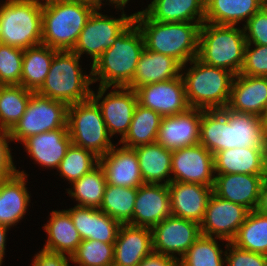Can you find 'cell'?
Returning a JSON list of instances; mask_svg holds the SVG:
<instances>
[{
  "label": "cell",
  "instance_id": "obj_1",
  "mask_svg": "<svg viewBox=\"0 0 267 266\" xmlns=\"http://www.w3.org/2000/svg\"><path fill=\"white\" fill-rule=\"evenodd\" d=\"M199 143L213 155L237 147L267 148V129L253 114L202 110Z\"/></svg>",
  "mask_w": 267,
  "mask_h": 266
},
{
  "label": "cell",
  "instance_id": "obj_2",
  "mask_svg": "<svg viewBox=\"0 0 267 266\" xmlns=\"http://www.w3.org/2000/svg\"><path fill=\"white\" fill-rule=\"evenodd\" d=\"M147 50L168 55L182 67L198 55L199 32L203 22H157L143 11L134 13Z\"/></svg>",
  "mask_w": 267,
  "mask_h": 266
},
{
  "label": "cell",
  "instance_id": "obj_3",
  "mask_svg": "<svg viewBox=\"0 0 267 266\" xmlns=\"http://www.w3.org/2000/svg\"><path fill=\"white\" fill-rule=\"evenodd\" d=\"M144 49L143 34L134 21L92 64V83L100 81L99 86L109 88L127 87Z\"/></svg>",
  "mask_w": 267,
  "mask_h": 266
},
{
  "label": "cell",
  "instance_id": "obj_4",
  "mask_svg": "<svg viewBox=\"0 0 267 266\" xmlns=\"http://www.w3.org/2000/svg\"><path fill=\"white\" fill-rule=\"evenodd\" d=\"M42 44L57 51H72L88 18L97 8L81 0H44Z\"/></svg>",
  "mask_w": 267,
  "mask_h": 266
},
{
  "label": "cell",
  "instance_id": "obj_5",
  "mask_svg": "<svg viewBox=\"0 0 267 266\" xmlns=\"http://www.w3.org/2000/svg\"><path fill=\"white\" fill-rule=\"evenodd\" d=\"M187 73L181 72L189 107L201 110L227 108L235 74L210 66L197 57L190 61Z\"/></svg>",
  "mask_w": 267,
  "mask_h": 266
},
{
  "label": "cell",
  "instance_id": "obj_6",
  "mask_svg": "<svg viewBox=\"0 0 267 266\" xmlns=\"http://www.w3.org/2000/svg\"><path fill=\"white\" fill-rule=\"evenodd\" d=\"M247 41L243 28L203 22L200 26L197 58L203 63L239 74Z\"/></svg>",
  "mask_w": 267,
  "mask_h": 266
},
{
  "label": "cell",
  "instance_id": "obj_7",
  "mask_svg": "<svg viewBox=\"0 0 267 266\" xmlns=\"http://www.w3.org/2000/svg\"><path fill=\"white\" fill-rule=\"evenodd\" d=\"M79 61L80 56L73 51H57L37 93L67 106L90 99L91 71L89 76L85 75Z\"/></svg>",
  "mask_w": 267,
  "mask_h": 266
},
{
  "label": "cell",
  "instance_id": "obj_8",
  "mask_svg": "<svg viewBox=\"0 0 267 266\" xmlns=\"http://www.w3.org/2000/svg\"><path fill=\"white\" fill-rule=\"evenodd\" d=\"M43 0H5L0 4V44L27 49L42 44Z\"/></svg>",
  "mask_w": 267,
  "mask_h": 266
},
{
  "label": "cell",
  "instance_id": "obj_9",
  "mask_svg": "<svg viewBox=\"0 0 267 266\" xmlns=\"http://www.w3.org/2000/svg\"><path fill=\"white\" fill-rule=\"evenodd\" d=\"M67 127L72 144L89 150L98 158L114 146L101 109L92 98L68 106Z\"/></svg>",
  "mask_w": 267,
  "mask_h": 266
},
{
  "label": "cell",
  "instance_id": "obj_10",
  "mask_svg": "<svg viewBox=\"0 0 267 266\" xmlns=\"http://www.w3.org/2000/svg\"><path fill=\"white\" fill-rule=\"evenodd\" d=\"M68 106L60 101L33 92L27 104L25 113L9 131L14 142L42 132L53 131L67 127Z\"/></svg>",
  "mask_w": 267,
  "mask_h": 266
},
{
  "label": "cell",
  "instance_id": "obj_11",
  "mask_svg": "<svg viewBox=\"0 0 267 266\" xmlns=\"http://www.w3.org/2000/svg\"><path fill=\"white\" fill-rule=\"evenodd\" d=\"M96 8L79 34L73 52L81 57L84 53L92 57V64L108 50L116 39L134 22V15L122 11L120 18L101 14Z\"/></svg>",
  "mask_w": 267,
  "mask_h": 266
},
{
  "label": "cell",
  "instance_id": "obj_12",
  "mask_svg": "<svg viewBox=\"0 0 267 266\" xmlns=\"http://www.w3.org/2000/svg\"><path fill=\"white\" fill-rule=\"evenodd\" d=\"M112 88L113 91L103 97L109 87L99 86L97 93L91 91V98L100 107L109 134L113 136L119 133L121 135L120 139H122L128 132L138 104L137 95L135 90L128 87ZM101 98L102 101H100Z\"/></svg>",
  "mask_w": 267,
  "mask_h": 266
},
{
  "label": "cell",
  "instance_id": "obj_13",
  "mask_svg": "<svg viewBox=\"0 0 267 266\" xmlns=\"http://www.w3.org/2000/svg\"><path fill=\"white\" fill-rule=\"evenodd\" d=\"M153 252L180 260L201 235L200 225L174 215L166 217L152 229ZM177 254L180 258H177Z\"/></svg>",
  "mask_w": 267,
  "mask_h": 266
},
{
  "label": "cell",
  "instance_id": "obj_14",
  "mask_svg": "<svg viewBox=\"0 0 267 266\" xmlns=\"http://www.w3.org/2000/svg\"><path fill=\"white\" fill-rule=\"evenodd\" d=\"M249 210L243 205L224 200L214 193L209 197L200 232L231 242L244 223Z\"/></svg>",
  "mask_w": 267,
  "mask_h": 266
},
{
  "label": "cell",
  "instance_id": "obj_15",
  "mask_svg": "<svg viewBox=\"0 0 267 266\" xmlns=\"http://www.w3.org/2000/svg\"><path fill=\"white\" fill-rule=\"evenodd\" d=\"M172 181L213 187L215 180L213 154L200 143L172 151Z\"/></svg>",
  "mask_w": 267,
  "mask_h": 266
},
{
  "label": "cell",
  "instance_id": "obj_16",
  "mask_svg": "<svg viewBox=\"0 0 267 266\" xmlns=\"http://www.w3.org/2000/svg\"><path fill=\"white\" fill-rule=\"evenodd\" d=\"M135 92L139 105L152 109L162 117L182 113L190 108L182 75L167 81L144 85Z\"/></svg>",
  "mask_w": 267,
  "mask_h": 266
},
{
  "label": "cell",
  "instance_id": "obj_17",
  "mask_svg": "<svg viewBox=\"0 0 267 266\" xmlns=\"http://www.w3.org/2000/svg\"><path fill=\"white\" fill-rule=\"evenodd\" d=\"M201 118L202 110L192 107L162 117L156 142L171 151L199 144Z\"/></svg>",
  "mask_w": 267,
  "mask_h": 266
},
{
  "label": "cell",
  "instance_id": "obj_18",
  "mask_svg": "<svg viewBox=\"0 0 267 266\" xmlns=\"http://www.w3.org/2000/svg\"><path fill=\"white\" fill-rule=\"evenodd\" d=\"M170 215L168 185L144 183L137 188L133 218L129 224L152 229Z\"/></svg>",
  "mask_w": 267,
  "mask_h": 266
},
{
  "label": "cell",
  "instance_id": "obj_19",
  "mask_svg": "<svg viewBox=\"0 0 267 266\" xmlns=\"http://www.w3.org/2000/svg\"><path fill=\"white\" fill-rule=\"evenodd\" d=\"M171 215L202 223L213 187L171 181L168 184Z\"/></svg>",
  "mask_w": 267,
  "mask_h": 266
},
{
  "label": "cell",
  "instance_id": "obj_20",
  "mask_svg": "<svg viewBox=\"0 0 267 266\" xmlns=\"http://www.w3.org/2000/svg\"><path fill=\"white\" fill-rule=\"evenodd\" d=\"M116 147L114 144L104 156L99 158L107 184L131 188L143 185L144 181L135 149L124 146Z\"/></svg>",
  "mask_w": 267,
  "mask_h": 266
},
{
  "label": "cell",
  "instance_id": "obj_21",
  "mask_svg": "<svg viewBox=\"0 0 267 266\" xmlns=\"http://www.w3.org/2000/svg\"><path fill=\"white\" fill-rule=\"evenodd\" d=\"M266 107L267 77L235 75L227 109L262 117Z\"/></svg>",
  "mask_w": 267,
  "mask_h": 266
},
{
  "label": "cell",
  "instance_id": "obj_22",
  "mask_svg": "<svg viewBox=\"0 0 267 266\" xmlns=\"http://www.w3.org/2000/svg\"><path fill=\"white\" fill-rule=\"evenodd\" d=\"M215 174L267 175V148L237 147L213 155Z\"/></svg>",
  "mask_w": 267,
  "mask_h": 266
},
{
  "label": "cell",
  "instance_id": "obj_23",
  "mask_svg": "<svg viewBox=\"0 0 267 266\" xmlns=\"http://www.w3.org/2000/svg\"><path fill=\"white\" fill-rule=\"evenodd\" d=\"M267 175L216 174L213 193L218 197L256 210L260 187Z\"/></svg>",
  "mask_w": 267,
  "mask_h": 266
},
{
  "label": "cell",
  "instance_id": "obj_24",
  "mask_svg": "<svg viewBox=\"0 0 267 266\" xmlns=\"http://www.w3.org/2000/svg\"><path fill=\"white\" fill-rule=\"evenodd\" d=\"M153 252L150 228L122 224L114 243L115 266H138L145 256Z\"/></svg>",
  "mask_w": 267,
  "mask_h": 266
},
{
  "label": "cell",
  "instance_id": "obj_25",
  "mask_svg": "<svg viewBox=\"0 0 267 266\" xmlns=\"http://www.w3.org/2000/svg\"><path fill=\"white\" fill-rule=\"evenodd\" d=\"M67 211L82 240L115 243L120 222L97 208L74 206Z\"/></svg>",
  "mask_w": 267,
  "mask_h": 266
},
{
  "label": "cell",
  "instance_id": "obj_26",
  "mask_svg": "<svg viewBox=\"0 0 267 266\" xmlns=\"http://www.w3.org/2000/svg\"><path fill=\"white\" fill-rule=\"evenodd\" d=\"M71 143L68 128L42 132L22 142L32 160L48 169H58Z\"/></svg>",
  "mask_w": 267,
  "mask_h": 266
},
{
  "label": "cell",
  "instance_id": "obj_27",
  "mask_svg": "<svg viewBox=\"0 0 267 266\" xmlns=\"http://www.w3.org/2000/svg\"><path fill=\"white\" fill-rule=\"evenodd\" d=\"M185 70L173 57L146 48L142 51L132 82L127 86L136 90L144 85L167 81L181 75Z\"/></svg>",
  "mask_w": 267,
  "mask_h": 266
},
{
  "label": "cell",
  "instance_id": "obj_28",
  "mask_svg": "<svg viewBox=\"0 0 267 266\" xmlns=\"http://www.w3.org/2000/svg\"><path fill=\"white\" fill-rule=\"evenodd\" d=\"M28 175L24 171L0 181V224L16 225L26 214L30 194L26 187Z\"/></svg>",
  "mask_w": 267,
  "mask_h": 266
},
{
  "label": "cell",
  "instance_id": "obj_29",
  "mask_svg": "<svg viewBox=\"0 0 267 266\" xmlns=\"http://www.w3.org/2000/svg\"><path fill=\"white\" fill-rule=\"evenodd\" d=\"M265 0H205L204 22L236 26L245 23L264 6ZM245 19V20H244Z\"/></svg>",
  "mask_w": 267,
  "mask_h": 266
},
{
  "label": "cell",
  "instance_id": "obj_30",
  "mask_svg": "<svg viewBox=\"0 0 267 266\" xmlns=\"http://www.w3.org/2000/svg\"><path fill=\"white\" fill-rule=\"evenodd\" d=\"M143 12L157 22H204L205 0H153Z\"/></svg>",
  "mask_w": 267,
  "mask_h": 266
},
{
  "label": "cell",
  "instance_id": "obj_31",
  "mask_svg": "<svg viewBox=\"0 0 267 266\" xmlns=\"http://www.w3.org/2000/svg\"><path fill=\"white\" fill-rule=\"evenodd\" d=\"M50 220L43 227L48 234L43 249L70 256L76 251L82 239L67 210H52Z\"/></svg>",
  "mask_w": 267,
  "mask_h": 266
},
{
  "label": "cell",
  "instance_id": "obj_32",
  "mask_svg": "<svg viewBox=\"0 0 267 266\" xmlns=\"http://www.w3.org/2000/svg\"><path fill=\"white\" fill-rule=\"evenodd\" d=\"M144 183L168 185L172 181V151L153 142L134 148ZM166 178V179H165ZM164 181V183H162Z\"/></svg>",
  "mask_w": 267,
  "mask_h": 266
},
{
  "label": "cell",
  "instance_id": "obj_33",
  "mask_svg": "<svg viewBox=\"0 0 267 266\" xmlns=\"http://www.w3.org/2000/svg\"><path fill=\"white\" fill-rule=\"evenodd\" d=\"M56 52L44 44L24 49L20 85L37 92L45 82Z\"/></svg>",
  "mask_w": 267,
  "mask_h": 266
},
{
  "label": "cell",
  "instance_id": "obj_34",
  "mask_svg": "<svg viewBox=\"0 0 267 266\" xmlns=\"http://www.w3.org/2000/svg\"><path fill=\"white\" fill-rule=\"evenodd\" d=\"M161 120L160 114L137 104L128 132L120 139L119 144L135 148L156 142Z\"/></svg>",
  "mask_w": 267,
  "mask_h": 266
},
{
  "label": "cell",
  "instance_id": "obj_35",
  "mask_svg": "<svg viewBox=\"0 0 267 266\" xmlns=\"http://www.w3.org/2000/svg\"><path fill=\"white\" fill-rule=\"evenodd\" d=\"M106 184V176L103 167L98 164L87 174H84L78 180L71 183L73 187L68 189L67 193L78 201L76 206L99 209L103 200Z\"/></svg>",
  "mask_w": 267,
  "mask_h": 266
},
{
  "label": "cell",
  "instance_id": "obj_36",
  "mask_svg": "<svg viewBox=\"0 0 267 266\" xmlns=\"http://www.w3.org/2000/svg\"><path fill=\"white\" fill-rule=\"evenodd\" d=\"M231 243L238 248L267 255V215L257 210L249 211Z\"/></svg>",
  "mask_w": 267,
  "mask_h": 266
},
{
  "label": "cell",
  "instance_id": "obj_37",
  "mask_svg": "<svg viewBox=\"0 0 267 266\" xmlns=\"http://www.w3.org/2000/svg\"><path fill=\"white\" fill-rule=\"evenodd\" d=\"M32 93L22 85H0V129L10 131L15 126Z\"/></svg>",
  "mask_w": 267,
  "mask_h": 266
},
{
  "label": "cell",
  "instance_id": "obj_38",
  "mask_svg": "<svg viewBox=\"0 0 267 266\" xmlns=\"http://www.w3.org/2000/svg\"><path fill=\"white\" fill-rule=\"evenodd\" d=\"M137 188L106 184L100 210L121 224H129L133 218Z\"/></svg>",
  "mask_w": 267,
  "mask_h": 266
},
{
  "label": "cell",
  "instance_id": "obj_39",
  "mask_svg": "<svg viewBox=\"0 0 267 266\" xmlns=\"http://www.w3.org/2000/svg\"><path fill=\"white\" fill-rule=\"evenodd\" d=\"M212 236L201 234L179 260V266H224L223 250Z\"/></svg>",
  "mask_w": 267,
  "mask_h": 266
},
{
  "label": "cell",
  "instance_id": "obj_40",
  "mask_svg": "<svg viewBox=\"0 0 267 266\" xmlns=\"http://www.w3.org/2000/svg\"><path fill=\"white\" fill-rule=\"evenodd\" d=\"M99 164V158L82 147L71 143L58 167L60 176L73 183Z\"/></svg>",
  "mask_w": 267,
  "mask_h": 266
},
{
  "label": "cell",
  "instance_id": "obj_41",
  "mask_svg": "<svg viewBox=\"0 0 267 266\" xmlns=\"http://www.w3.org/2000/svg\"><path fill=\"white\" fill-rule=\"evenodd\" d=\"M114 260V243L82 240L71 255V262L78 266H111Z\"/></svg>",
  "mask_w": 267,
  "mask_h": 266
},
{
  "label": "cell",
  "instance_id": "obj_42",
  "mask_svg": "<svg viewBox=\"0 0 267 266\" xmlns=\"http://www.w3.org/2000/svg\"><path fill=\"white\" fill-rule=\"evenodd\" d=\"M23 52L21 48L0 44V85H20Z\"/></svg>",
  "mask_w": 267,
  "mask_h": 266
},
{
  "label": "cell",
  "instance_id": "obj_43",
  "mask_svg": "<svg viewBox=\"0 0 267 266\" xmlns=\"http://www.w3.org/2000/svg\"><path fill=\"white\" fill-rule=\"evenodd\" d=\"M252 49L251 44L245 47L244 63L239 74L267 77V45L254 44Z\"/></svg>",
  "mask_w": 267,
  "mask_h": 266
},
{
  "label": "cell",
  "instance_id": "obj_44",
  "mask_svg": "<svg viewBox=\"0 0 267 266\" xmlns=\"http://www.w3.org/2000/svg\"><path fill=\"white\" fill-rule=\"evenodd\" d=\"M226 249L227 266H267V255L265 254L238 248L231 242L226 243Z\"/></svg>",
  "mask_w": 267,
  "mask_h": 266
},
{
  "label": "cell",
  "instance_id": "obj_45",
  "mask_svg": "<svg viewBox=\"0 0 267 266\" xmlns=\"http://www.w3.org/2000/svg\"><path fill=\"white\" fill-rule=\"evenodd\" d=\"M247 44L267 45V11L262 8L243 26Z\"/></svg>",
  "mask_w": 267,
  "mask_h": 266
},
{
  "label": "cell",
  "instance_id": "obj_46",
  "mask_svg": "<svg viewBox=\"0 0 267 266\" xmlns=\"http://www.w3.org/2000/svg\"><path fill=\"white\" fill-rule=\"evenodd\" d=\"M9 140L12 141L10 132L0 129V181L18 173L14 166V160L9 148Z\"/></svg>",
  "mask_w": 267,
  "mask_h": 266
},
{
  "label": "cell",
  "instance_id": "obj_47",
  "mask_svg": "<svg viewBox=\"0 0 267 266\" xmlns=\"http://www.w3.org/2000/svg\"><path fill=\"white\" fill-rule=\"evenodd\" d=\"M68 258V259H67ZM71 257L62 253H54L41 249L34 256L31 266H70Z\"/></svg>",
  "mask_w": 267,
  "mask_h": 266
},
{
  "label": "cell",
  "instance_id": "obj_48",
  "mask_svg": "<svg viewBox=\"0 0 267 266\" xmlns=\"http://www.w3.org/2000/svg\"><path fill=\"white\" fill-rule=\"evenodd\" d=\"M138 266H179V260L164 254L152 252L145 256Z\"/></svg>",
  "mask_w": 267,
  "mask_h": 266
},
{
  "label": "cell",
  "instance_id": "obj_49",
  "mask_svg": "<svg viewBox=\"0 0 267 266\" xmlns=\"http://www.w3.org/2000/svg\"><path fill=\"white\" fill-rule=\"evenodd\" d=\"M256 210L267 215V176L263 179L260 187L259 202Z\"/></svg>",
  "mask_w": 267,
  "mask_h": 266
},
{
  "label": "cell",
  "instance_id": "obj_50",
  "mask_svg": "<svg viewBox=\"0 0 267 266\" xmlns=\"http://www.w3.org/2000/svg\"><path fill=\"white\" fill-rule=\"evenodd\" d=\"M10 227L0 224V266L3 262V257L5 255V246H6V232Z\"/></svg>",
  "mask_w": 267,
  "mask_h": 266
},
{
  "label": "cell",
  "instance_id": "obj_51",
  "mask_svg": "<svg viewBox=\"0 0 267 266\" xmlns=\"http://www.w3.org/2000/svg\"><path fill=\"white\" fill-rule=\"evenodd\" d=\"M128 1L129 0H109V3H111L112 5L114 4V6L116 8H119L121 11V10H124V7L128 3Z\"/></svg>",
  "mask_w": 267,
  "mask_h": 266
},
{
  "label": "cell",
  "instance_id": "obj_52",
  "mask_svg": "<svg viewBox=\"0 0 267 266\" xmlns=\"http://www.w3.org/2000/svg\"><path fill=\"white\" fill-rule=\"evenodd\" d=\"M81 1H86V2L92 3L99 9H101V5L103 4L101 2V0H81Z\"/></svg>",
  "mask_w": 267,
  "mask_h": 266
},
{
  "label": "cell",
  "instance_id": "obj_53",
  "mask_svg": "<svg viewBox=\"0 0 267 266\" xmlns=\"http://www.w3.org/2000/svg\"><path fill=\"white\" fill-rule=\"evenodd\" d=\"M261 118H262L263 123L266 126V129H267V107H266L265 112H264V114L262 115Z\"/></svg>",
  "mask_w": 267,
  "mask_h": 266
},
{
  "label": "cell",
  "instance_id": "obj_54",
  "mask_svg": "<svg viewBox=\"0 0 267 266\" xmlns=\"http://www.w3.org/2000/svg\"><path fill=\"white\" fill-rule=\"evenodd\" d=\"M263 8L267 11V0H265Z\"/></svg>",
  "mask_w": 267,
  "mask_h": 266
}]
</instances>
